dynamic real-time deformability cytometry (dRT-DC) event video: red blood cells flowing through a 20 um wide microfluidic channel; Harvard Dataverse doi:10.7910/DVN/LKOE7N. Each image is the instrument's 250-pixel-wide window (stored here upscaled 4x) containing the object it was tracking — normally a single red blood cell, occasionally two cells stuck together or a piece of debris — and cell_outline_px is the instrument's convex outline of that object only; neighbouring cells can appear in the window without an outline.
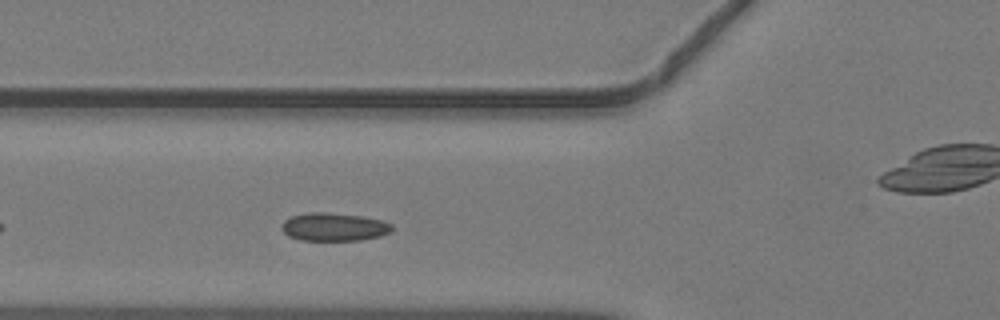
{"species": "common noctule bat (a hibernating species)", "species_latin": "Nyctalus noctula", "temperature_condition": "warm", "stored_images_in_passage": 36, "camera_frame_rate_fps": 3000, "um_per_image_px": 0.085, "animal": {"sex": "male", "body_mass_g": 19.2, "forearm_length_mm": 51.8}, "frame": {"image": 1, "passage_image": 6, "time_ms": 1.667, "image_size_px": [1000, 320], "cell_outline_px": [[392, 232], [380, 236], [360, 240], [300, 240], [288, 236], [280, 228], [280, 224], [284, 220], [292, 216], [308, 212], [328, 212], [364, 216], [380, 220], [392, 224]], "centroid_in_image_um": [28.37, 19.28], "position_along_channel_um": 97.4, "area_um2": 18.26}}
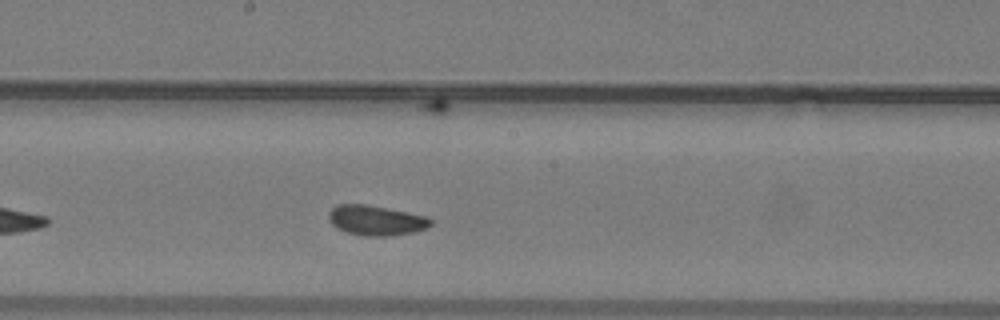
{"frame": {"image": 2, "passage_image": 14, "time_ms": 4.333, "image_size_px": [1000, 320], "cell_outline_px": [[432, 224], [428, 228], [416, 232], [392, 236], [364, 236], [348, 232], [332, 224], [328, 220], [328, 212], [332, 208], [340, 204], [364, 204], [424, 216], [432, 220]], "centroid_in_image_um": [31.97, 18.75], "position_along_channel_um": 216.2, "area_um2": 17.63}}
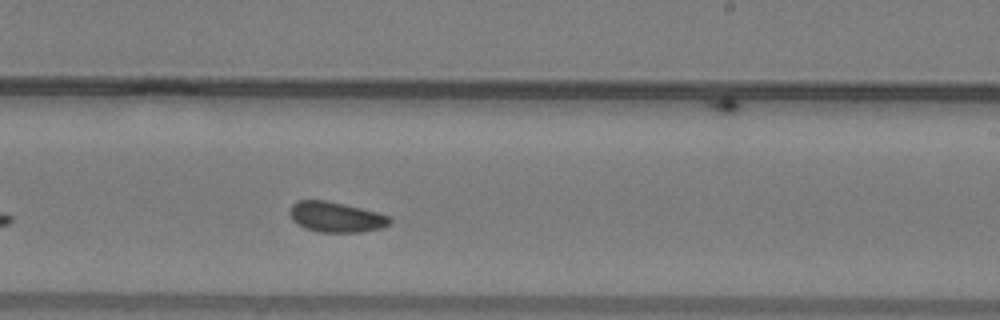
{"frame": {"image": 3, "passage_image": 17, "time_ms": 5.333, "image_size_px": [1000, 320], "cell_outline_px": [[392, 224], [380, 228], [364, 232], [320, 232], [304, 228], [296, 224], [292, 220], [288, 212], [292, 204], [296, 200], [324, 200], [360, 208], [376, 212], [388, 216], [392, 220]], "centroid_in_image_um": [28.52, 18.45], "position_along_channel_um": 260.5, "area_um2": 17.74}}